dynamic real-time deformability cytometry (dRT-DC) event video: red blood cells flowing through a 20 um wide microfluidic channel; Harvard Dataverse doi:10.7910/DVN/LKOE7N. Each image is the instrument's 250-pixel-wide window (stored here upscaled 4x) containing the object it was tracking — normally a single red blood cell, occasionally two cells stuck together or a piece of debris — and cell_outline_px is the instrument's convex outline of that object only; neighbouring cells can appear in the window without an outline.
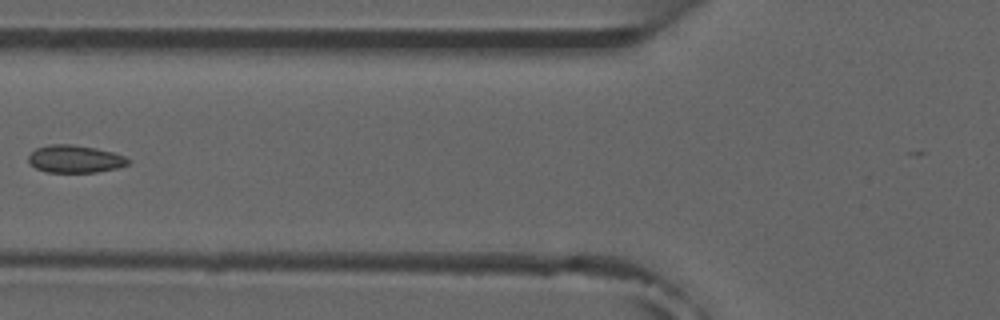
{"species": "common noctule bat (a hibernating species)", "species_latin": "Nyctalus noctula", "temperature_condition": "room temperature", "stored_images_in_passage": 6, "camera_frame_rate_fps": 3000, "um_per_image_px": 0.085, "animal": {"sex": "male", "forearm_length_mm": 52.5}, "frame": {"image": 1, "passage_image": 5, "time_ms": 4.667, "image_size_px": [1000, 320], "cell_outline_px": [[128, 164], [116, 168], [96, 172], [48, 172], [36, 168], [28, 164], [28, 156], [36, 148], [48, 144], [72, 144], [96, 148], [112, 152], [124, 156], [128, 160]], "centroid_in_image_um": [6.32, 13.5], "position_along_channel_um": 119.5, "area_um2": 15.95}}
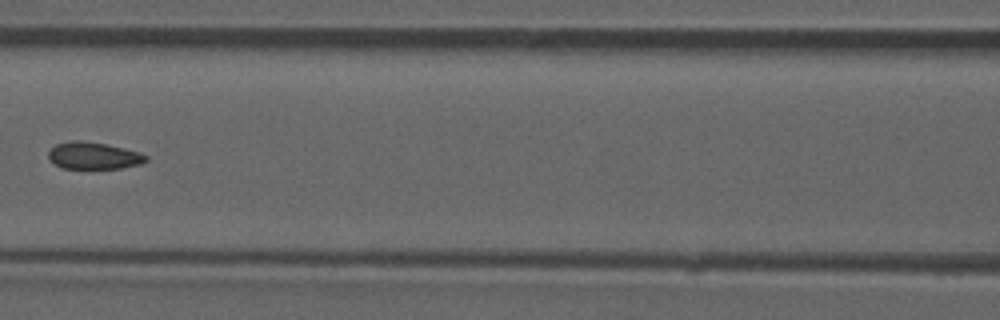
{"frame": {"image": 2, "passage_image": 6, "time_ms": 5.667, "image_size_px": [1000, 320], "cell_outline_px": [[148, 160], [140, 164], [120, 168], [64, 168], [56, 164], [48, 156], [48, 152], [56, 144], [72, 140], [80, 140], [108, 144], [140, 152], [148, 156]], "centroid_in_image_um": [7.99, 13.22], "position_along_channel_um": 158.6, "area_um2": 15.26}}